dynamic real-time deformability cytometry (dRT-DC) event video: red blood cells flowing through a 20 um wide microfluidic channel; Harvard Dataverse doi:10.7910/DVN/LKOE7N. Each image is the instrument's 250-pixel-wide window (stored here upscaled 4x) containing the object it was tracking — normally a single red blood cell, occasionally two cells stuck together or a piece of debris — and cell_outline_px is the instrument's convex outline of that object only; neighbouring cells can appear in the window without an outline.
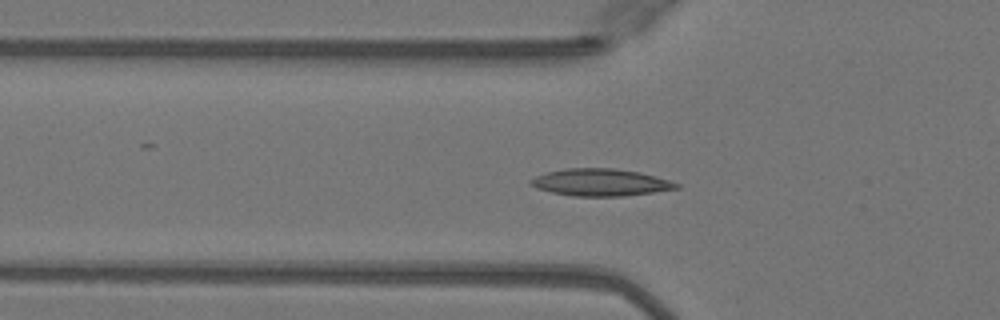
{"species": "Egyptian fruit bat (a non-hibernating species)", "species_latin": "Rousettus aegyptiacus", "temperature_condition": "warm", "stored_images_in_passage": 51, "camera_frame_rate_fps": 3000, "um_per_image_px": 0.085, "animal": {"sex": "female"}, "frame": {"image": 1, "passage_image": 17, "time_ms": 5.333, "image_size_px": [1000, 320], "cell_outline_px": [[680, 188], [624, 196], [572, 196], [552, 192], [536, 188], [528, 184], [528, 180], [536, 176], [548, 172], [568, 168], [616, 168], [640, 172], [656, 176], [680, 184]], "centroid_in_image_um": [51.03, 15.5], "position_along_channel_um": 74.8, "area_um2": 23.06}}
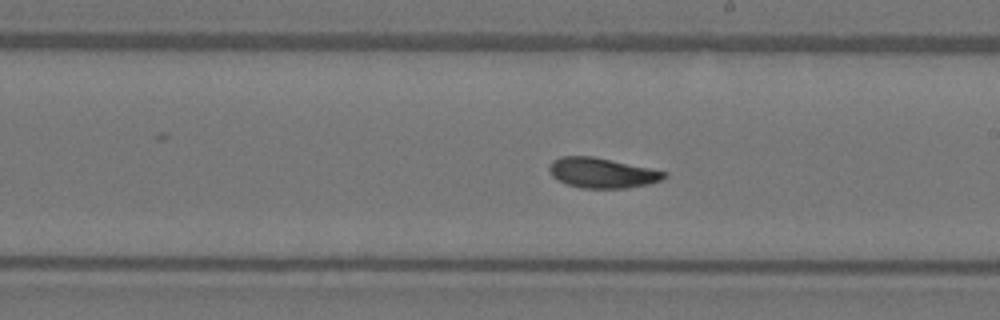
{"frame": {"image": 2, "passage_image": 29, "time_ms": 9.333, "image_size_px": [1000, 320], "cell_outline_px": [[668, 176], [664, 180], [648, 184], [628, 188], [580, 188], [568, 184], [552, 176], [548, 168], [548, 164], [552, 160], [560, 156], [592, 156], [668, 172]], "centroid_in_image_um": [51.19, 14.69], "position_along_channel_um": 237.8, "area_um2": 20.23}}
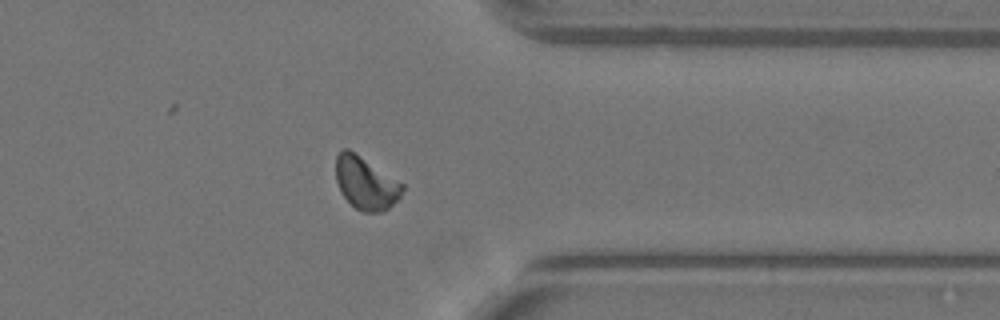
{"frame": {"image": 3, "passage_image": 40, "time_ms": 13.0, "image_size_px": [1000, 320], "cell_outline_px": [[404, 188], [400, 196], [388, 208], [380, 212], [364, 212], [356, 208], [340, 192], [336, 180], [336, 156], [344, 148], [348, 148], [404, 184]], "centroid_in_image_um": [31.08, 15.56], "position_along_channel_um": 380.3, "area_um2": 20.11}, "authors_computed_cell_mechanics": {"area_um2": 20.23, "velocity_mm_per_s": 4.063, "shape_relaxation_time_tau1_ms": 6.8205, "shape_relaxation_time_tau2_ms": 1.7904, "deformation_change_tau1": 0.194, "deformation_change_tau2": 0.0641}}